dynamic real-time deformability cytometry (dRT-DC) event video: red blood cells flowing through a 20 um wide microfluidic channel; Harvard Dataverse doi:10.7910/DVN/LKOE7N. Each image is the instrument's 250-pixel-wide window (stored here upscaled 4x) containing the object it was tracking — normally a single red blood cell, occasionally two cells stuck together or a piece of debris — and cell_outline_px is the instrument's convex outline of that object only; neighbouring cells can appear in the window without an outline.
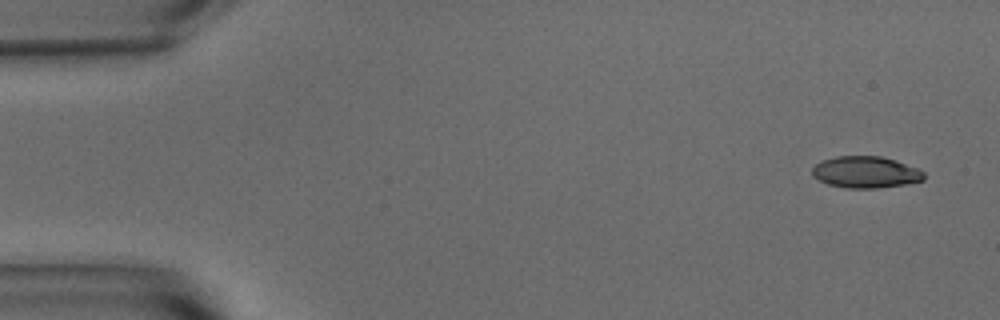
{"species": "common noctule bat (a hibernating species)", "species_latin": "Nyctalus noctula", "temperature_condition": "warm", "stored_images_in_passage": 11, "camera_frame_rate_fps": 3000, "um_per_image_px": 0.085, "animal": {"sex": "male", "body_mass_g": 15.6}, "frame": {"image": 1, "passage_image": 1, "time_ms": 0.0, "image_size_px": [1000, 320], "cell_outline_px": [[924, 180], [904, 184], [876, 188], [848, 188], [828, 184], [812, 176], [812, 168], [816, 164], [824, 160], [836, 156], [880, 156], [916, 168], [924, 172]], "centroid_in_image_um": [73.55, 14.64], "position_along_channel_um": 11.5, "area_um2": 20.23}}